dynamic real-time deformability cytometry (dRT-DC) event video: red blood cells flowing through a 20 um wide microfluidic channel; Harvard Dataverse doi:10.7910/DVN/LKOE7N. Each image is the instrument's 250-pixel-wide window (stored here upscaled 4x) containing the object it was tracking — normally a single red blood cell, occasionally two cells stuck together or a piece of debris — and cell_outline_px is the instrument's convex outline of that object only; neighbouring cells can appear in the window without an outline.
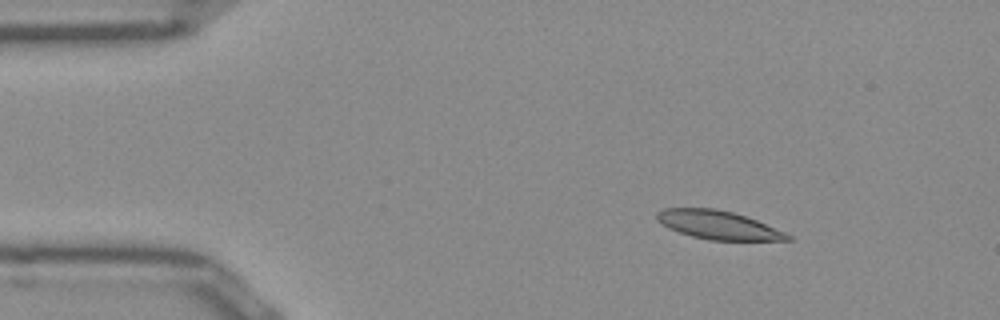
{"species": "Egyptian fruit bat (a non-hibernating species)", "species_latin": "Rousettus aegyptiacus", "temperature_condition": "room temperature", "stored_images_in_passage": 50, "camera_frame_rate_fps": 3000, "um_per_image_px": 0.085, "frame": {"image": 1, "passage_image": 6, "time_ms": 1.667, "image_size_px": [1000, 320], "cell_outline_px": [[792, 240], [708, 240], [692, 236], [668, 228], [656, 220], [656, 212], [664, 208], [716, 208], [732, 212], [756, 220], [784, 232], [792, 236]], "centroid_in_image_um": [61.0, 19.12], "position_along_channel_um": 24.0, "area_um2": 21.56}}
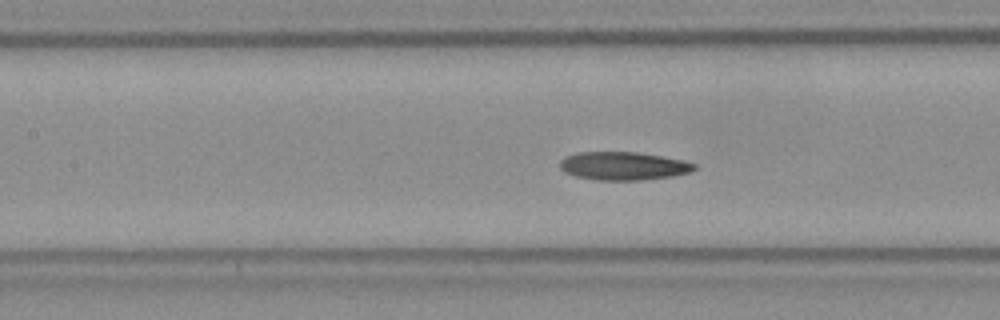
{"frame": {"image": 2, "passage_image": 21, "time_ms": 6.667, "image_size_px": [1000, 320], "cell_outline_px": [[696, 168], [692, 172], [672, 176], [640, 180], [596, 180], [576, 176], [564, 172], [560, 168], [560, 160], [564, 156], [576, 152], [636, 152], [684, 160], [696, 164]], "centroid_in_image_um": [52.97, 14.1], "position_along_channel_um": 154.4, "area_um2": 22.2}}
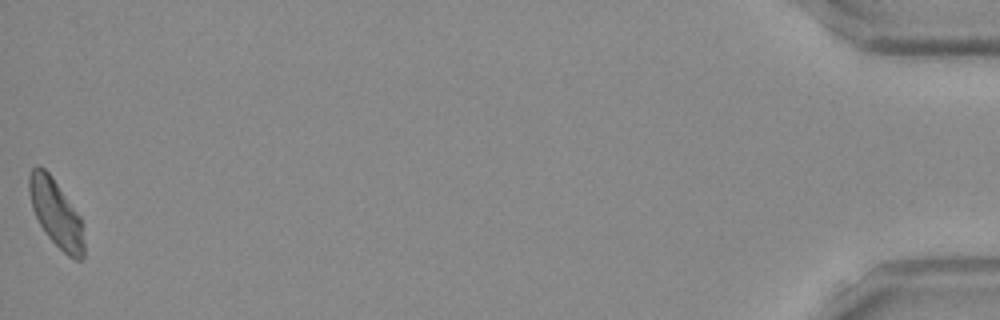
{"frame": {"image": 3, "passage_image": 50, "time_ms": 16.333, "image_size_px": [1000, 320], "cell_outline_px": [[84, 256], [80, 260], [76, 260], [68, 256], [44, 232], [32, 208], [28, 192], [28, 176], [32, 168], [36, 164], [44, 168], [52, 176], [80, 216], [84, 240]], "centroid_in_image_um": [4.74, 18.1], "position_along_channel_um": 430.5, "area_um2": 21.5}, "authors_computed_cell_mechanics": {"area_um2": 22.1663, "velocity_mm_per_s": 3.9153, "shape_relaxation_time_tau1_ms": 5.3381, "shape_relaxation_time_tau2_ms": 2.6902, "deformation_change_tau1": 0.162, "deformation_change_tau2": 0.0964}}